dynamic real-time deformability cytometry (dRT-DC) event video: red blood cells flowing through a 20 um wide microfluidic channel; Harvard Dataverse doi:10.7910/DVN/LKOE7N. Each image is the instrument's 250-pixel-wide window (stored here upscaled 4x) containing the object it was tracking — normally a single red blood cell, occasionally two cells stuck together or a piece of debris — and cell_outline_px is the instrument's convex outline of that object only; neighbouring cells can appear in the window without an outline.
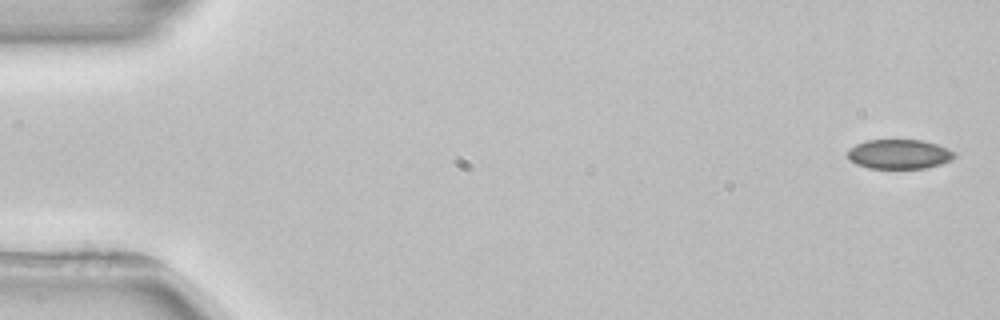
{"species": "common noctule bat (a hibernating species)", "species_latin": "Nyctalus noctula", "temperature_condition": "room temperature", "stored_images_in_passage": 5, "camera_frame_rate_fps": 3000, "um_per_image_px": 0.085, "animal": {"sex": "female", "body_mass_g": 22.7, "forearm_length_mm": 54.2}, "frame": {"image": 1, "passage_image": 1, "time_ms": 0.0, "image_size_px": [1000, 320], "cell_outline_px": [[956, 156], [952, 160], [940, 164], [924, 168], [868, 168], [856, 164], [848, 160], [848, 148], [856, 144], [868, 140], [924, 140], [948, 148], [956, 152]], "centroid_in_image_um": [76.43, 13.1], "position_along_channel_um": 8.6, "area_um2": 18.5}}
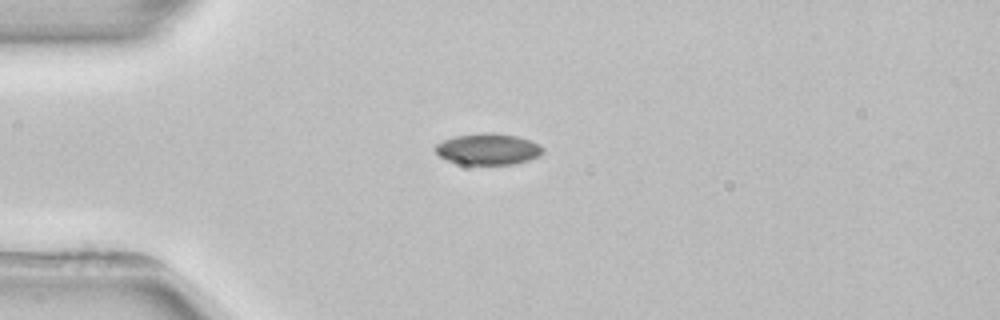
{"frame": {"image": 2, "passage_image": 4, "time_ms": 4.0, "image_size_px": [1000, 320], "cell_outline_px": [[544, 152], [540, 156], [516, 164], [464, 164], [448, 160], [440, 156], [436, 152], [436, 144], [452, 136], [480, 132], [492, 132], [516, 136], [540, 144], [544, 148]], "centroid_in_image_um": [41.51, 12.66], "position_along_channel_um": 43.5, "area_um2": 19.65}}